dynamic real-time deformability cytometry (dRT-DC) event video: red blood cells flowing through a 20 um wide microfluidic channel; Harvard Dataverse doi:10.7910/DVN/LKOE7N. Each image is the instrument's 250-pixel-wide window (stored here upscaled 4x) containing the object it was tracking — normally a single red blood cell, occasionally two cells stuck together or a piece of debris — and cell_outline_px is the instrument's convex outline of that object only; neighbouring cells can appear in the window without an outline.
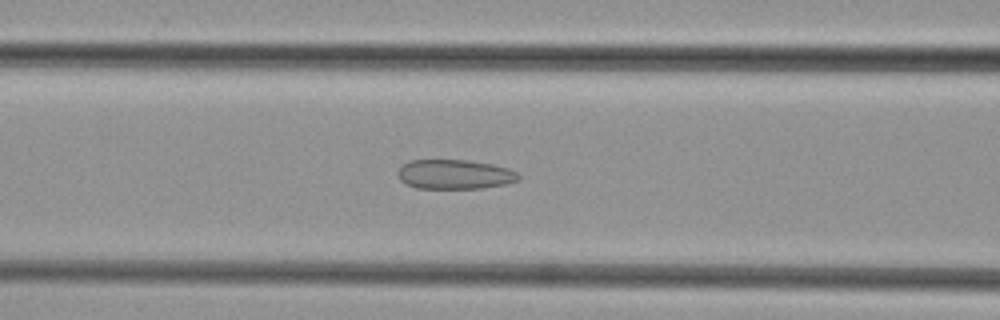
{"species": "common noctule bat (a hibernating species)", "species_latin": "Nyctalus noctula", "temperature_condition": "cold", "stored_images_in_passage": 34, "camera_frame_rate_fps": 3000, "um_per_image_px": 0.085, "animal": {"sex": "female", "body_mass_g": 29.2, "forearm_length_mm": 56.3}, "frame": {"image": 1, "passage_image": 6, "time_ms": 1.667, "image_size_px": [1000, 320], "cell_outline_px": [[520, 180], [508, 184], [480, 188], [416, 188], [400, 180], [396, 172], [408, 160], [468, 160], [492, 164], [508, 168], [520, 172]], "centroid_in_image_um": [38.69, 14.82], "position_along_channel_um": 127.9, "area_um2": 20.92}}
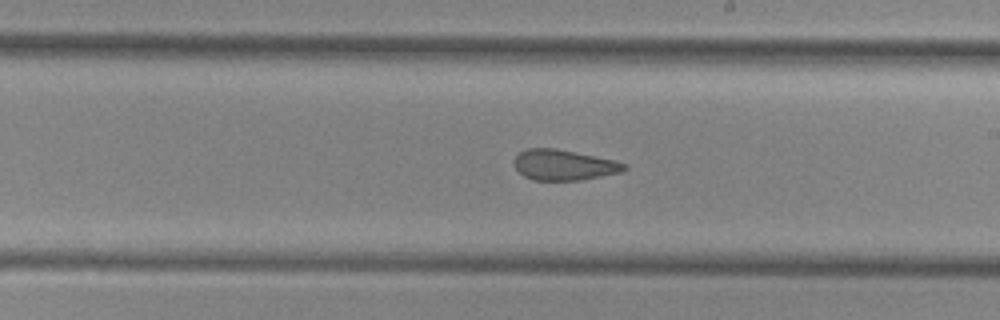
{"frame": {"image": 2, "passage_image": 14, "time_ms": 4.333, "image_size_px": [1000, 320], "cell_outline_px": [[628, 168], [624, 172], [580, 180], [532, 180], [524, 176], [516, 168], [512, 160], [520, 152], [528, 148], [556, 148], [616, 160], [628, 164]], "centroid_in_image_um": [47.97, 14.02], "position_along_channel_um": 241.0, "area_um2": 19.83}}
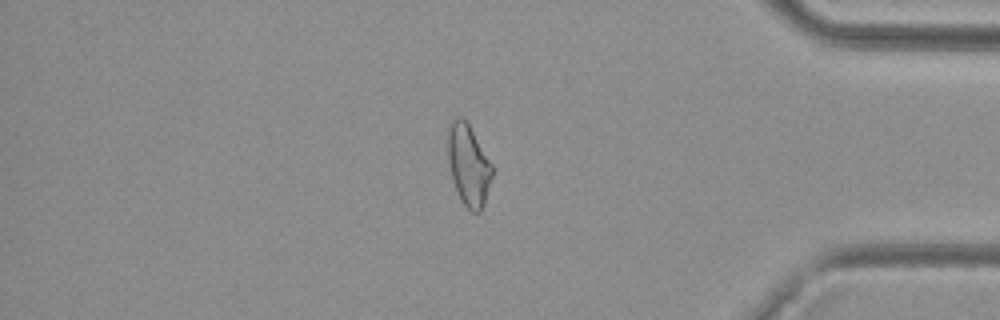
{"frame": {"image": 3, "passage_image": 27, "time_ms": 8.667, "image_size_px": [1000, 320], "cell_outline_px": [[492, 176], [484, 204], [480, 212], [472, 212], [460, 200], [452, 180], [448, 160], [448, 128], [452, 120], [456, 116], [460, 116], [468, 124], [492, 164]], "centroid_in_image_um": [39.81, 14.04], "position_along_channel_um": 395.4, "area_um2": 20.75}}